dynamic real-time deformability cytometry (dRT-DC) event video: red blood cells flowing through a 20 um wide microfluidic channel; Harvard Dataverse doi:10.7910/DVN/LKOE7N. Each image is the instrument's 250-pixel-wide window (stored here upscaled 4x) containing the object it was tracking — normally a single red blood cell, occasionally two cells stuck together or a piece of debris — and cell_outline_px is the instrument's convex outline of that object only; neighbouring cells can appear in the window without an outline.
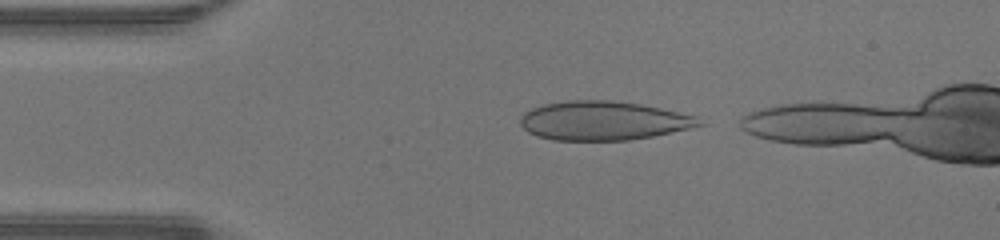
{"species": "human", "species_latin": "Homo sapiens", "temperature_condition": "warm", "stored_images_in_passage": 33, "camera_frame_rate_fps": 3000, "um_per_image_px": 0.085, "donor": {"sex": "male"}, "frame": {"image": 1, "passage_image": 2, "time_ms": 0.333, "image_size_px": [1000, 240], "cell_outline_px": [[708, 124], [652, 136], [628, 140], [552, 140], [536, 136], [528, 132], [520, 124], [520, 116], [524, 112], [532, 108], [544, 104], [568, 100], [612, 100], [640, 104], [660, 108], [696, 116]], "centroid_in_image_um": [51.27, 10.26], "position_along_channel_um": 33.7, "area_um2": 40.69}}
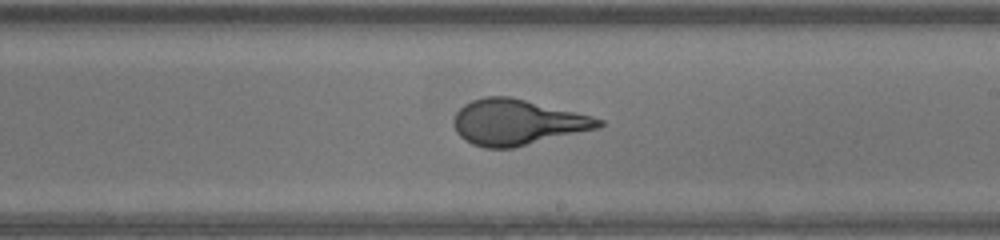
{"frame": {"image": 2, "passage_image": 19, "time_ms": 6.0, "image_size_px": [1000, 240], "cell_outline_px": [[604, 124], [600, 128], [512, 148], [484, 148], [472, 144], [464, 140], [456, 132], [456, 112], [464, 104], [472, 100], [484, 96], [512, 96], [592, 116], [604, 120]], "centroid_in_image_um": [43.99, 10.39], "position_along_channel_um": 245.0, "area_um2": 38.49}}
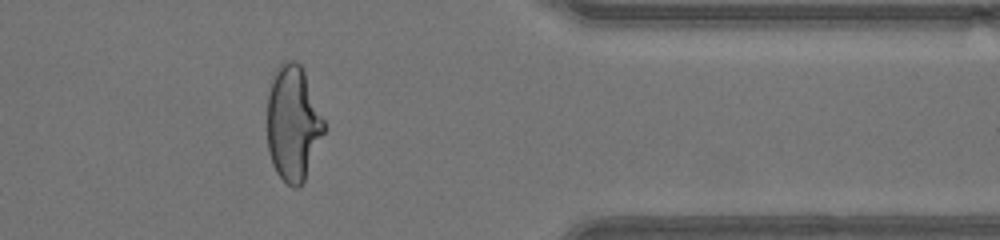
{"frame": {"image": 3, "passage_image": 30, "time_ms": 9.667, "image_size_px": [1000, 240], "cell_outline_px": [[324, 132], [304, 180], [300, 188], [292, 188], [276, 172], [272, 164], [268, 152], [268, 92], [272, 72], [284, 60], [292, 60], [300, 64], [304, 72], [324, 120]], "centroid_in_image_um": [24.88, 10.47], "position_along_channel_um": 386.5, "area_um2": 37.97}}